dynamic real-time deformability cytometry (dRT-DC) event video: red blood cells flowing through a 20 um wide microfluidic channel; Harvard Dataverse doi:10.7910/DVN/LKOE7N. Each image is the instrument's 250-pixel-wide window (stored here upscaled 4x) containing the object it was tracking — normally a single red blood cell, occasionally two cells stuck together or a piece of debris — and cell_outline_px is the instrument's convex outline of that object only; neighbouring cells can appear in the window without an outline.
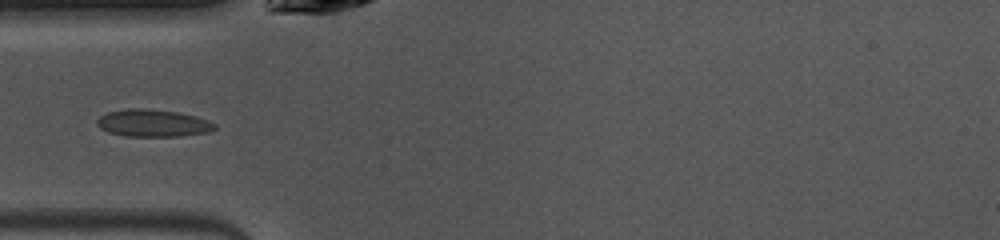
{"species": "common noctule bat (a hibernating species)", "species_latin": "Nyctalus noctula", "temperature_condition": "warm", "stored_images_in_passage": 35, "camera_frame_rate_fps": 3000, "um_per_image_px": 0.085, "animal": {"sex": "female", "body_mass_g": 10.0, "forearm_length_mm": 53.1}, "frame": {"image": 1, "passage_image": 1, "time_ms": 0.0, "image_size_px": [1000, 240], "cell_outline_px": [[216, 128], [208, 132], [180, 136], [124, 136], [108, 132], [100, 128], [96, 124], [96, 120], [100, 116], [108, 112], [128, 108], [144, 108], [176, 112], [196, 116], [208, 120], [216, 124]], "centroid_in_image_um": [12.98, 10.46], "position_along_channel_um": 72.0, "area_um2": 18.73}}
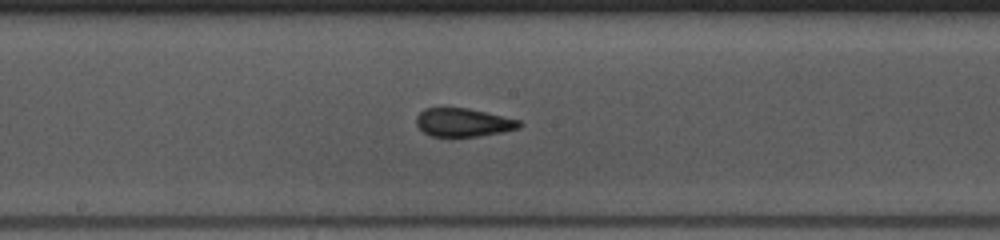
{"frame": {"image": 2, "passage_image": 11, "time_ms": 3.333, "image_size_px": [1000, 240], "cell_outline_px": [[524, 124], [520, 128], [504, 132], [476, 136], [432, 136], [424, 132], [416, 124], [416, 116], [424, 108], [468, 108], [520, 120]], "centroid_in_image_um": [39.4, 10.4], "position_along_channel_um": 208.8, "area_um2": 16.99}}
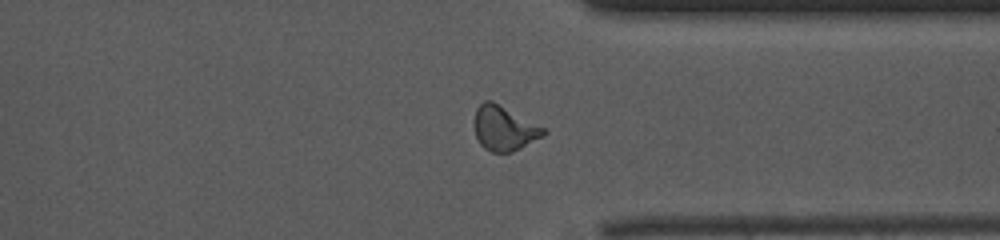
{"frame": {"image": 3, "passage_image": 23, "time_ms": 7.333, "image_size_px": [1000, 240], "cell_outline_px": [[548, 132], [544, 136], [512, 152], [492, 152], [484, 148], [480, 144], [476, 136], [476, 108], [484, 100], [492, 100], [544, 128]], "centroid_in_image_um": [42.87, 10.91], "position_along_channel_um": 368.5, "area_um2": 17.69}}